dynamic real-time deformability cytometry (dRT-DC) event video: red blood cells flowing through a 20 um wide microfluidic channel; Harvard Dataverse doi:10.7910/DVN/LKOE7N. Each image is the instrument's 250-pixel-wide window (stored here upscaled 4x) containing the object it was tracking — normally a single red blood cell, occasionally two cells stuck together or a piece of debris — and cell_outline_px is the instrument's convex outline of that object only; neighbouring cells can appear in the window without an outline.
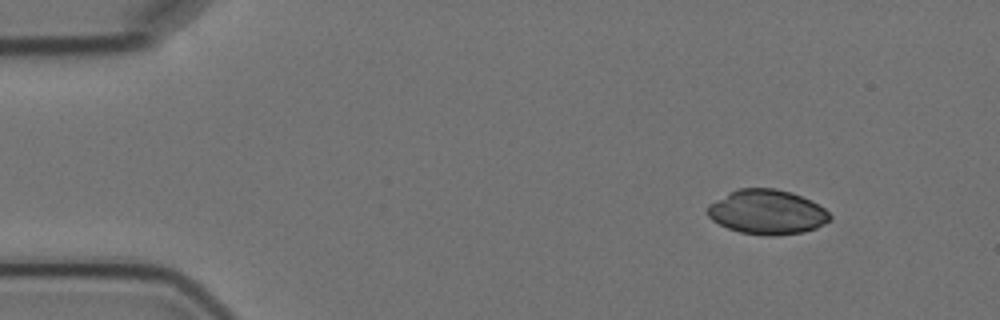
{"species": "Egyptian fruit bat (a non-hibernating species)", "species_latin": "Rousettus aegyptiacus", "temperature_condition": "cold", "stored_images_in_passage": 5, "camera_frame_rate_fps": 3000, "um_per_image_px": 0.085, "animal": {"sex": "female"}, "frame": {"image": 1, "passage_image": 1, "time_ms": 0.0, "image_size_px": [1000, 320], "cell_outline_px": [[832, 216], [828, 220], [816, 228], [804, 232], [776, 236], [764, 236], [740, 232], [728, 228], [712, 220], [708, 216], [708, 204], [728, 192], [740, 188], [776, 188], [792, 192], [812, 200], [824, 208]], "centroid_in_image_um": [65.2, 18.02], "position_along_channel_um": 19.8, "area_um2": 31.96}}